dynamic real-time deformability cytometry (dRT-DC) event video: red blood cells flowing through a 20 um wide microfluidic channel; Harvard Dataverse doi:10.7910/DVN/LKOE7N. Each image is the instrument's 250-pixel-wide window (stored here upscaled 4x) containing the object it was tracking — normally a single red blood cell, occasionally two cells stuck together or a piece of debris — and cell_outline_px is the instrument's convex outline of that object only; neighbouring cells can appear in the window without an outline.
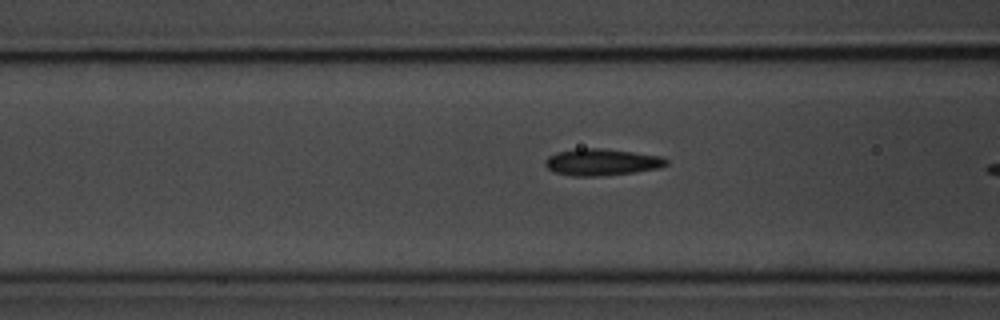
{"species": "common noctule bat (a hibernating species)", "species_latin": "Nyctalus noctula", "temperature_condition": "room temperature", "stored_images_in_passage": 22, "camera_frame_rate_fps": 3000, "um_per_image_px": 0.085, "animal": {"sex": "male", "body_mass_g": 20.1, "forearm_length_mm": 53.5}, "frame": {"image": 1, "passage_image": 19, "time_ms": 6.0, "image_size_px": [1000, 320], "cell_outline_px": [[668, 164], [660, 168], [636, 172], [596, 176], [572, 176], [552, 172], [544, 164], [544, 160], [548, 156], [556, 152], [576, 148], [600, 148], [632, 152], [660, 156], [668, 160]], "centroid_in_image_um": [51.11, 13.78], "position_along_channel_um": 115.5, "area_um2": 18.96}}